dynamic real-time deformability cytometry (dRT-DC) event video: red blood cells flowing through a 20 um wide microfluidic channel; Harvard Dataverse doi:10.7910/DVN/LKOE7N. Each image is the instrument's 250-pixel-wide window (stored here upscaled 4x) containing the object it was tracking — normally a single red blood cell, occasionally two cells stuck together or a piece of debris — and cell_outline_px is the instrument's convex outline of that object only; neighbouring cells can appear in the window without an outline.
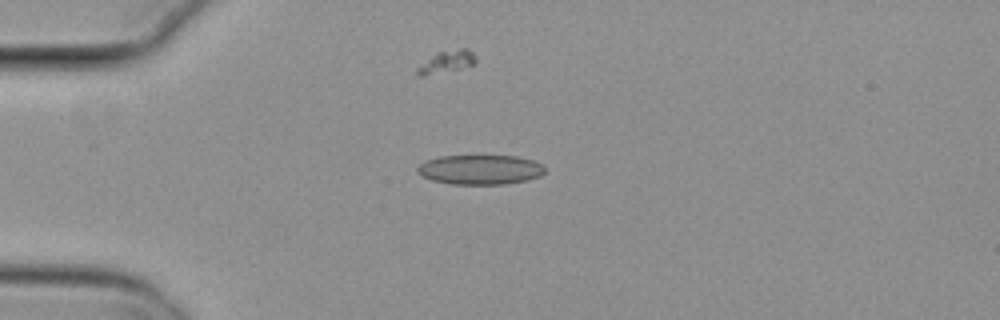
{"species": "common noctule bat (a hibernating species)", "species_latin": "Nyctalus noctula", "temperature_condition": "cold", "stored_images_in_passage": 36, "camera_frame_rate_fps": 3000, "um_per_image_px": 0.085, "animal": {"sex": "female", "body_mass_g": 29.2, "forearm_length_mm": 56.3}, "frame": {"image": 1, "passage_image": 5, "time_ms": 1.333, "image_size_px": [1000, 320], "cell_outline_px": [[544, 172], [540, 176], [528, 180], [504, 184], [452, 184], [432, 180], [416, 172], [416, 168], [424, 160], [440, 156], [516, 156], [532, 160], [544, 164]], "centroid_in_image_um": [40.81, 14.41], "position_along_channel_um": 44.2, "area_um2": 22.08}, "authors_computed_cell_mechanics": {"area_um2": 21.1548, "velocity_mm_per_s": 3.8227, "shape_relaxation_time_tau1_ms": null, "shape_relaxation_time_tau2_ms": 5.223, "deformation_change_tau1": null, "deformation_change_tau2": 0.1287}}